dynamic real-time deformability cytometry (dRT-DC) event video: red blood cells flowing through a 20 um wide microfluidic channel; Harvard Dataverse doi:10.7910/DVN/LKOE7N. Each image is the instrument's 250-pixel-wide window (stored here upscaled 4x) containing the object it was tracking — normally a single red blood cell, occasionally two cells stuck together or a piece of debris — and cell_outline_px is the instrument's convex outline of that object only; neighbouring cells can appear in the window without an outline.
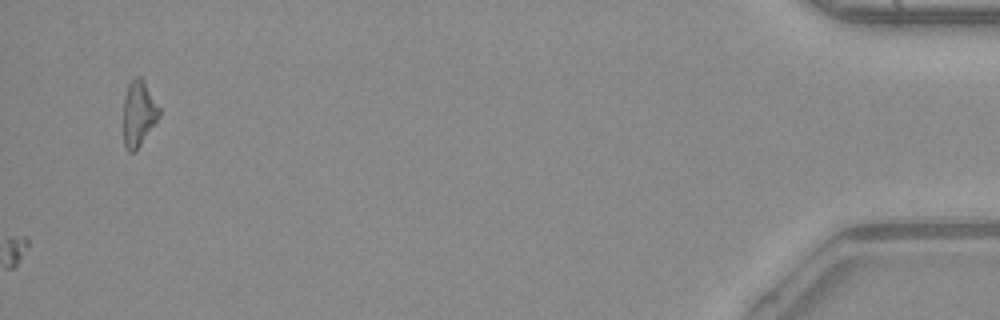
{"species": "common noctule bat (a hibernating species)", "species_latin": "Nyctalus noctula", "temperature_condition": "warm", "stored_images_in_passage": 49, "camera_frame_rate_fps": 3000, "um_per_image_px": 0.085, "animal": {"sex": "male", "body_mass_g": 23.1, "forearm_length_mm": 52.7}, "frame": {"image": 1, "passage_image": 49, "time_ms": 16.0, "image_size_px": [1000, 320], "cell_outline_px": [[160, 116], [136, 152], [128, 152], [124, 148], [124, 100], [128, 84], [136, 76], [140, 76], [144, 80], [160, 108]], "centroid_in_image_um": [11.79, 9.67], "position_along_channel_um": 423.4, "area_um2": 13.76}}